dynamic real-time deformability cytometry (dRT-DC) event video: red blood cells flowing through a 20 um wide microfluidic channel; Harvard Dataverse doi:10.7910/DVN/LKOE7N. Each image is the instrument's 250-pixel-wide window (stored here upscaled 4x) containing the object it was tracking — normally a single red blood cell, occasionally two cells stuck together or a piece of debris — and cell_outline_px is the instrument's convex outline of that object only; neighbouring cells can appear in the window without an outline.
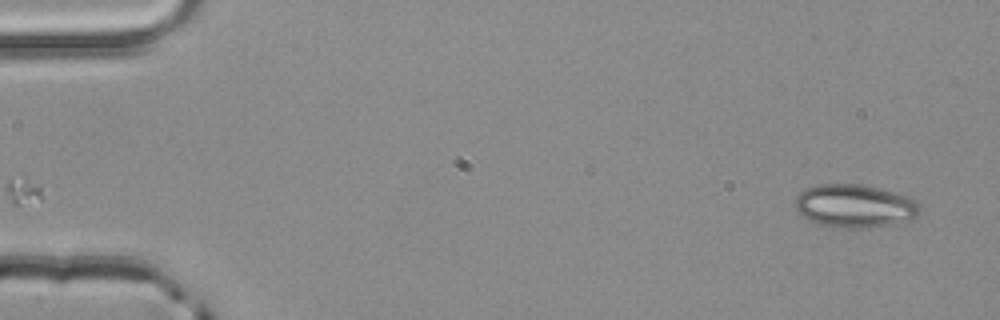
{"species": "common noctule bat (a hibernating species)", "species_latin": "Nyctalus noctula", "temperature_condition": "room temperature", "stored_images_in_passage": 4, "camera_frame_rate_fps": 3000, "um_per_image_px": 0.085, "animal": {"sex": "male", "body_mass_g": 20.4}, "frame": {"image": 1, "passage_image": 1, "time_ms": 0.0, "image_size_px": [1000, 320], "cell_outline_px": [[920, 212], [916, 216], [908, 220], [892, 224], [860, 228], [848, 228], [824, 224], [808, 220], [796, 208], [796, 196], [800, 192], [808, 188], [820, 184], [860, 184], [908, 196], [920, 204]], "centroid_in_image_um": [72.67, 17.5], "position_along_channel_um": 12.3, "area_um2": 30.75}}